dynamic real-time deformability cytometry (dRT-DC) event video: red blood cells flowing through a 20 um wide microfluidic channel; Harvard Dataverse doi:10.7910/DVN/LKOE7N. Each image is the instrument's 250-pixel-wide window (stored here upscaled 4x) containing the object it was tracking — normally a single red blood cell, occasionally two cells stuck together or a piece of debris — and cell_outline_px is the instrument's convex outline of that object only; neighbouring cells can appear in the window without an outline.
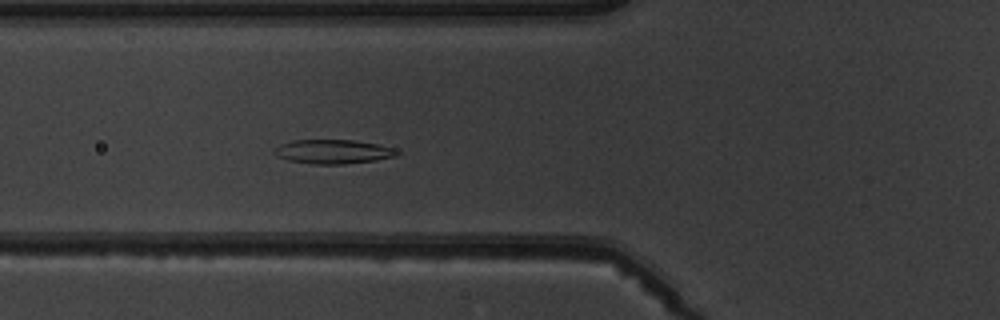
{"species": "common noctule bat (a hibernating species)", "species_latin": "Nyctalus noctula", "temperature_condition": "warm", "stored_images_in_passage": 5, "camera_frame_rate_fps": 3000, "um_per_image_px": 0.085, "animal": {"sex": "male", "body_mass_g": 19.5, "forearm_length_mm": 54.6}, "frame": {"image": 1, "passage_image": 4, "time_ms": 3.333, "image_size_px": [1000, 320], "cell_outline_px": [[400, 156], [376, 160], [344, 164], [312, 164], [288, 160], [276, 156], [272, 152], [280, 144], [292, 140], [352, 140], [376, 144], [396, 148], [400, 152]], "centroid_in_image_um": [28.34, 12.89], "position_along_channel_um": 97.5, "area_um2": 17.4}}